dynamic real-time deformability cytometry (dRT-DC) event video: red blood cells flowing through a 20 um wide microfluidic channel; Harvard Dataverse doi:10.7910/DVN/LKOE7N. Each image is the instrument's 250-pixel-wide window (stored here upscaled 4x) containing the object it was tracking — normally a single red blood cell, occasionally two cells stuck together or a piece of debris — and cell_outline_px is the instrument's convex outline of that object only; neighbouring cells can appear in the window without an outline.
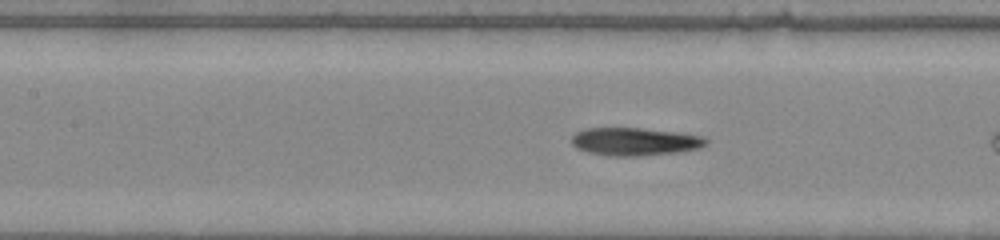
{"species": "common noctule bat (a hibernating species)", "species_latin": "Nyctalus noctula", "temperature_condition": "warm", "stored_images_in_passage": 9, "camera_frame_rate_fps": 3000, "um_per_image_px": 0.085, "animal": {"sex": "male", "body_mass_g": 20.0, "forearm_length_mm": 53.3}, "frame": {"image": 1, "passage_image": 7, "time_ms": 2.0, "image_size_px": [1000, 240], "cell_outline_px": [[708, 144], [700, 148], [676, 152], [636, 156], [612, 156], [588, 152], [576, 148], [572, 144], [572, 136], [576, 132], [588, 128], [640, 128], [676, 132], [704, 136], [708, 140]], "centroid_in_image_um": [53.97, 12.03], "position_along_channel_um": 153.4, "area_um2": 21.79}}